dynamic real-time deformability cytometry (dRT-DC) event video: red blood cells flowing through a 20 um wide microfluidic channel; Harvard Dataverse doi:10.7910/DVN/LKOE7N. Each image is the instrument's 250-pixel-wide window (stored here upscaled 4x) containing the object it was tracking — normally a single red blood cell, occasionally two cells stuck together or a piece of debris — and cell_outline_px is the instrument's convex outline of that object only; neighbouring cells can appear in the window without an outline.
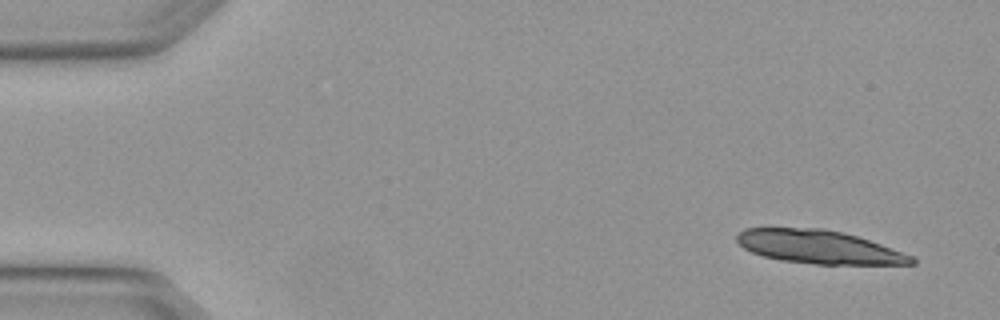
{"species": "Egyptian fruit bat (a non-hibernating species)", "species_latin": "Rousettus aegyptiacus", "temperature_condition": "warm", "stored_images_in_passage": 4, "camera_frame_rate_fps": 3000, "um_per_image_px": 0.085, "animal": {"sex": "female"}, "frame": {"image": 1, "passage_image": 1, "time_ms": 0.0, "image_size_px": [1000, 320], "cell_outline_px": [[916, 264], [816, 264], [780, 260], [764, 256], [752, 252], [744, 248], [736, 240], [736, 236], [744, 228], [820, 228], [840, 232], [856, 236], [916, 256]], "centroid_in_image_um": [69.63, 20.99], "position_along_channel_um": 15.4, "area_um2": 33.76}}